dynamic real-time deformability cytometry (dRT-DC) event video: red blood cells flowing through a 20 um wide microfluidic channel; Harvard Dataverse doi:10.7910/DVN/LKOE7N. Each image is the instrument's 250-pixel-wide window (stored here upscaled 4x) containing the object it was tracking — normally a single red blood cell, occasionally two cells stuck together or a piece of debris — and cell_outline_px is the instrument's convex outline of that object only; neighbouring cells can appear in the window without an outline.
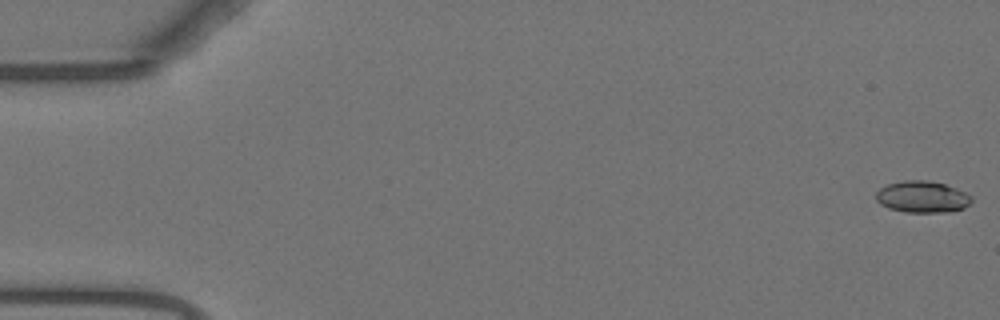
{"species": "Egyptian fruit bat (a non-hibernating species)", "species_latin": "Rousettus aegyptiacus", "temperature_condition": "warm", "stored_images_in_passage": 55, "camera_frame_rate_fps": 3000, "um_per_image_px": 0.085, "animal": {"sex": "female"}, "frame": {"image": 1, "passage_image": 1, "time_ms": 0.0, "image_size_px": [1000, 320], "cell_outline_px": [[972, 200], [964, 208], [948, 212], [904, 212], [888, 208], [880, 204], [876, 200], [876, 192], [880, 188], [888, 184], [904, 180], [928, 180], [944, 184], [956, 188], [972, 196]], "centroid_in_image_um": [78.38, 16.73], "position_along_channel_um": 6.6, "area_um2": 17.63}}
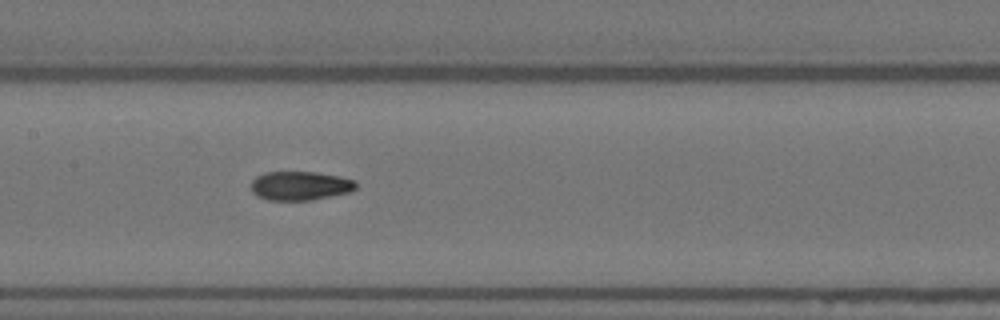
{"frame": {"image": 2, "passage_image": 27, "time_ms": 8.667, "image_size_px": [1000, 320], "cell_outline_px": [[356, 188], [348, 192], [312, 200], [268, 200], [252, 192], [252, 180], [256, 176], [264, 172], [316, 172], [340, 176], [356, 180]], "centroid_in_image_um": [25.52, 15.78], "position_along_channel_um": 181.9, "area_um2": 17.63}}
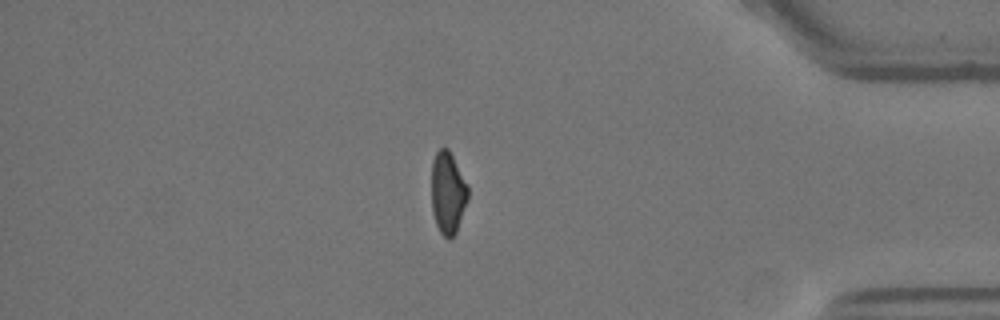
{"frame": {"image": 3, "passage_image": 47, "time_ms": 15.333, "image_size_px": [1000, 320], "cell_outline_px": [[468, 200], [456, 232], [448, 240], [440, 232], [436, 224], [432, 212], [432, 160], [436, 152], [440, 148], [448, 148], [468, 184]], "centroid_in_image_um": [38.07, 16.38], "position_along_channel_um": 397.1, "area_um2": 17.51}, "authors_computed_cell_mechanics": {"area_um2": 17.918, "velocity_mm_per_s": 3.7248, "shape_relaxation_time_tau1_ms": null, "shape_relaxation_time_tau2_ms": 1.4957, "deformation_change_tau1": null, "deformation_change_tau2": 0.0663}}